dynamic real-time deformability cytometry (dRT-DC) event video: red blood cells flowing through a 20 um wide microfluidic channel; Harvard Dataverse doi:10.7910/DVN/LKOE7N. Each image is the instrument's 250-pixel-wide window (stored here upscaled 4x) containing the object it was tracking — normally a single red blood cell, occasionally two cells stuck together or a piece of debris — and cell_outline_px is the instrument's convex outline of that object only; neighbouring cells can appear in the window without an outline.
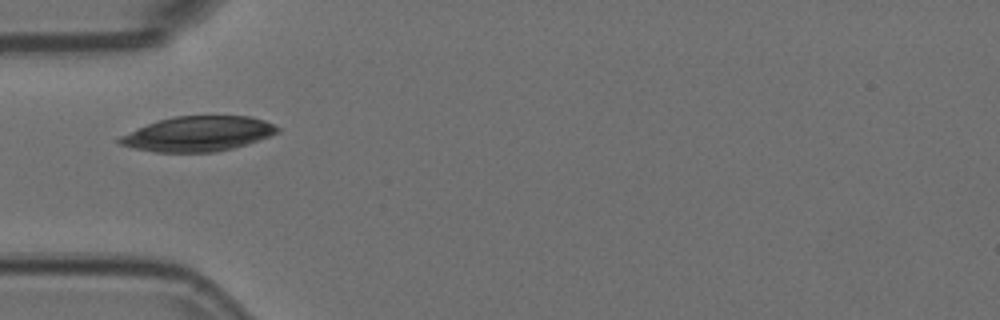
{"species": "Egyptian fruit bat (a non-hibernating species)", "species_latin": "Rousettus aegyptiacus", "temperature_condition": "room temperature", "stored_images_in_passage": 4, "camera_frame_rate_fps": 3000, "um_per_image_px": 0.085, "animal": {"sex": "female"}, "frame": {"image": 1, "passage_image": 2, "time_ms": 0.333, "image_size_px": [1000, 320], "cell_outline_px": [[280, 132], [248, 144], [216, 152], [156, 152], [136, 148], [120, 144], [116, 140], [120, 136], [136, 128], [160, 120], [176, 116], [252, 116], [264, 120], [280, 128]], "centroid_in_image_um": [16.86, 11.37], "position_along_channel_um": 68.1, "area_um2": 32.02}}
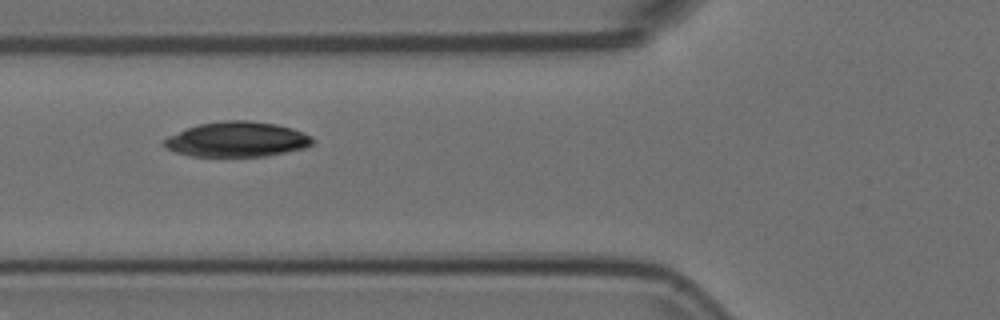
{"frame": {"image": 2, "passage_image": 3, "time_ms": 0.667, "image_size_px": [1000, 320], "cell_outline_px": [[316, 140], [312, 144], [304, 148], [264, 156], [192, 156], [176, 152], [164, 148], [160, 144], [168, 136], [188, 128], [200, 124], [224, 120], [248, 120], [276, 124], [292, 128], [304, 132], [312, 136]], "centroid_in_image_um": [20.15, 11.84], "position_along_channel_um": 105.7, "area_um2": 30.35}}
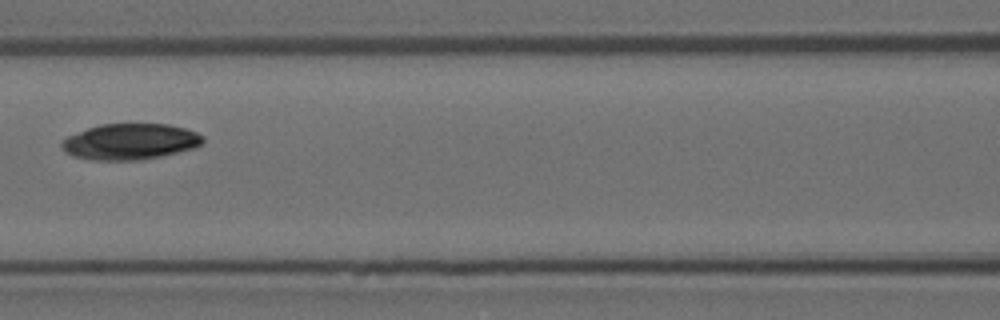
{"frame": {"image": 3, "passage_image": 4, "time_ms": 1.0, "image_size_px": [1000, 320], "cell_outline_px": [[204, 144], [196, 148], [160, 156], [140, 160], [92, 160], [72, 156], [64, 152], [60, 144], [68, 136], [88, 128], [100, 124], [168, 124], [184, 128], [196, 132], [204, 136]], "centroid_in_image_um": [11.08, 12.04], "position_along_channel_um": 155.5, "area_um2": 29.71}}